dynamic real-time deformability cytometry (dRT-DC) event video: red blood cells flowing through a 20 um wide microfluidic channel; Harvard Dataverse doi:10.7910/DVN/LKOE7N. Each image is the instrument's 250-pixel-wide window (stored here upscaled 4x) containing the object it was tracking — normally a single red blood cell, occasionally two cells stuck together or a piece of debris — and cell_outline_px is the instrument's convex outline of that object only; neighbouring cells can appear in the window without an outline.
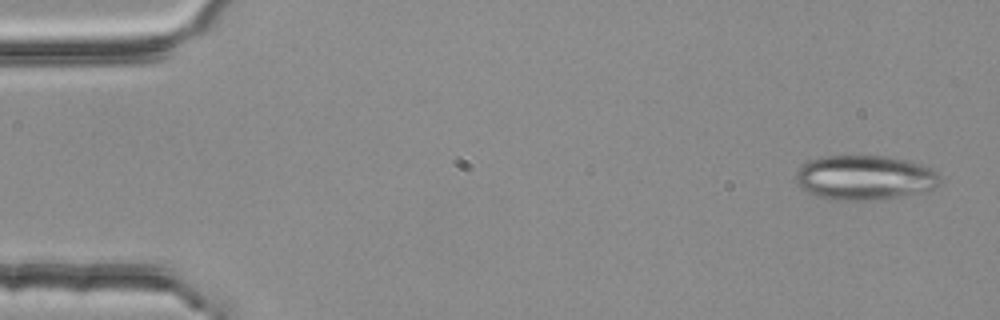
{"species": "common noctule bat (a hibernating species)", "species_latin": "Nyctalus noctula", "temperature_condition": "room temperature", "stored_images_in_passage": 4, "camera_frame_rate_fps": 3000, "um_per_image_px": 0.085, "animal": {"sex": "female", "body_mass_g": 25.1}, "frame": {"image": 1, "passage_image": 1, "time_ms": 0.0, "image_size_px": [1000, 320], "cell_outline_px": [[940, 180], [932, 188], [924, 192], [888, 200], [836, 200], [820, 196], [808, 192], [796, 184], [796, 172], [808, 160], [820, 156], [888, 156], [924, 164], [932, 168], [936, 172]], "centroid_in_image_um": [73.52, 15.1], "position_along_channel_um": 11.5, "area_um2": 37.8}}